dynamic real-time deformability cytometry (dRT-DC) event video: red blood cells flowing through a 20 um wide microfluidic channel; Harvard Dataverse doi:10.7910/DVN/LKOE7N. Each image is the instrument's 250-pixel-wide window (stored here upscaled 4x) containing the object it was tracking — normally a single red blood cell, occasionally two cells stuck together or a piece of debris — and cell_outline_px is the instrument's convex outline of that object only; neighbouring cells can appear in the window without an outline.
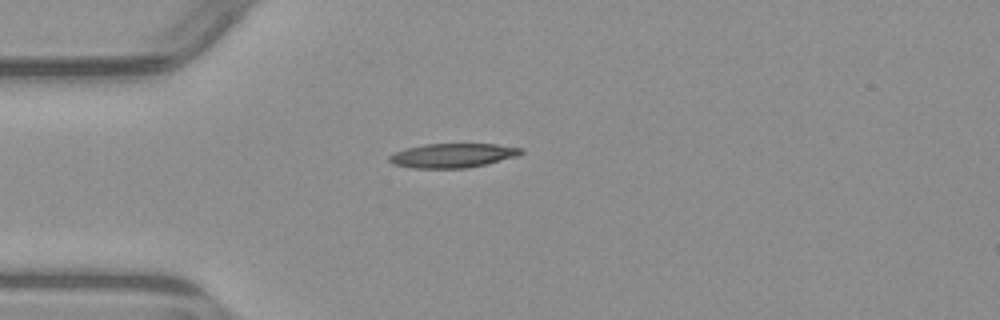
{"species": "common noctule bat (a hibernating species)", "species_latin": "Nyctalus noctula", "temperature_condition": "warm", "stored_images_in_passage": 6, "segment_of_instrument_passage": [2, 2], "camera_frame_rate_fps": 3000, "um_per_image_px": 0.085, "animal": {"sex": "male", "body_mass_g": 23.1, "forearm_length_mm": 52.7}, "frame": {"image": 1, "passage_image": 6, "time_ms": 8.333, "image_size_px": [1000, 320], "cell_outline_px": [[524, 152], [516, 156], [468, 168], [412, 168], [392, 164], [388, 160], [388, 156], [396, 152], [408, 148], [424, 144], [496, 144], [524, 148]], "centroid_in_image_um": [38.47, 13.21], "position_along_channel_um": 46.5, "area_um2": 18.5}}